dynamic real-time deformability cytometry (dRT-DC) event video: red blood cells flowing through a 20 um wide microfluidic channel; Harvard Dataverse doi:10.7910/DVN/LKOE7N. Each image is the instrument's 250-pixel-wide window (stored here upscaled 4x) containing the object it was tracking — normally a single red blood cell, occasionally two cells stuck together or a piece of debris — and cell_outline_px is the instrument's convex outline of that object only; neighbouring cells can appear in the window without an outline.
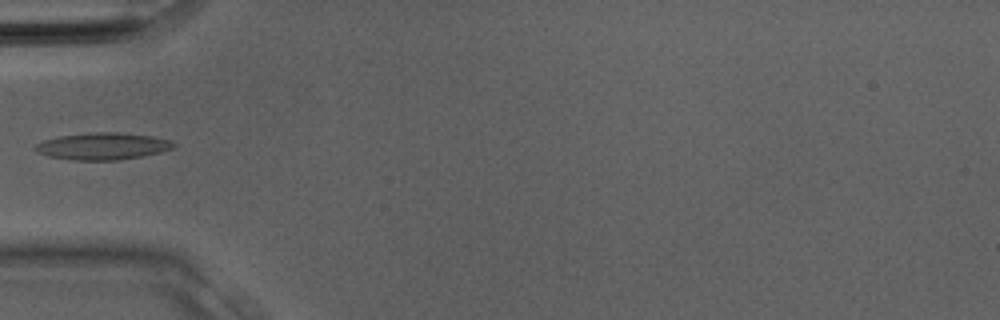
{"species": "Egyptian fruit bat (a non-hibernating species)", "species_latin": "Rousettus aegyptiacus", "temperature_condition": "room temperature", "stored_images_in_passage": 10, "camera_frame_rate_fps": 3000, "um_per_image_px": 0.085, "animal": {"sex": "male"}, "frame": {"image": 1, "passage_image": 7, "time_ms": 2.0, "image_size_px": [1000, 320], "cell_outline_px": [[176, 144], [172, 148], [160, 152], [120, 160], [72, 160], [48, 156], [36, 152], [32, 148], [36, 144], [44, 140], [60, 136], [96, 132], [116, 132], [152, 136], [168, 140]], "centroid_in_image_um": [8.68, 12.43], "position_along_channel_um": 76.3, "area_um2": 21.56}}
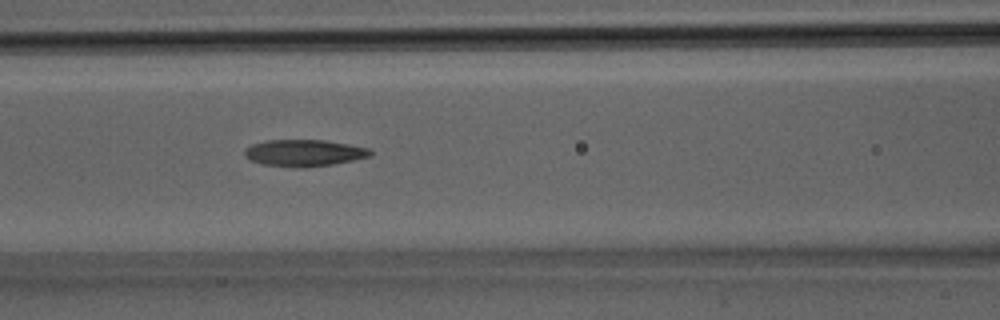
{"frame": {"image": 2, "passage_image": 10, "time_ms": 3.0, "image_size_px": [1000, 320], "cell_outline_px": [[372, 156], [332, 164], [304, 168], [300, 168], [260, 164], [248, 160], [244, 156], [244, 148], [252, 144], [264, 140], [324, 140], [348, 144], [368, 148], [372, 152]], "centroid_in_image_um": [25.78, 13.0], "position_along_channel_um": 140.8, "area_um2": 19.77}}